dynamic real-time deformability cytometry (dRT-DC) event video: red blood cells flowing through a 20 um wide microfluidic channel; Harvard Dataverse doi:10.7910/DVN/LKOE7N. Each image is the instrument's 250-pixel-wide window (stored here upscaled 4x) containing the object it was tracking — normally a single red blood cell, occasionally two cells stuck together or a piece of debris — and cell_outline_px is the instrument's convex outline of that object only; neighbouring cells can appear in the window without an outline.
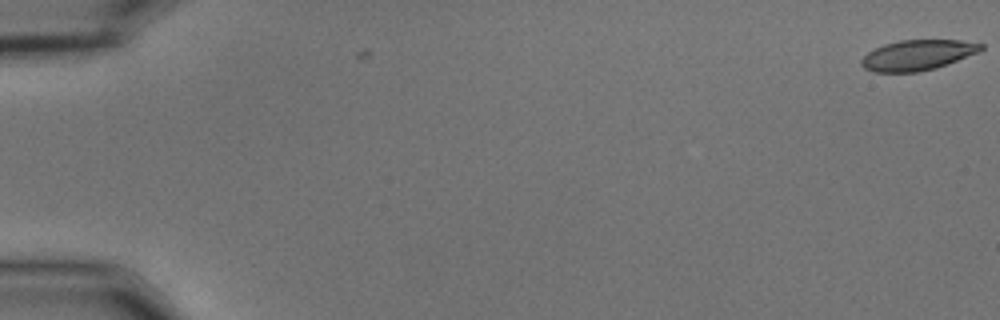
{"species": "common noctule bat (a hibernating species)", "species_latin": "Nyctalus noctula", "temperature_condition": "cold", "stored_images_in_passage": 2, "camera_frame_rate_fps": 3000, "um_per_image_px": 0.085, "animal": {"sex": "male", "body_mass_g": 15.6}, "frame": {"image": 1, "passage_image": 2, "time_ms": 0.333, "image_size_px": [1000, 320], "cell_outline_px": [[984, 48], [980, 52], [936, 68], [916, 72], [876, 72], [864, 68], [860, 64], [860, 60], [868, 52], [884, 44], [900, 40], [960, 40], [984, 44]], "centroid_in_image_um": [78.01, 4.68], "position_along_channel_um": 7.0, "area_um2": 21.15}}